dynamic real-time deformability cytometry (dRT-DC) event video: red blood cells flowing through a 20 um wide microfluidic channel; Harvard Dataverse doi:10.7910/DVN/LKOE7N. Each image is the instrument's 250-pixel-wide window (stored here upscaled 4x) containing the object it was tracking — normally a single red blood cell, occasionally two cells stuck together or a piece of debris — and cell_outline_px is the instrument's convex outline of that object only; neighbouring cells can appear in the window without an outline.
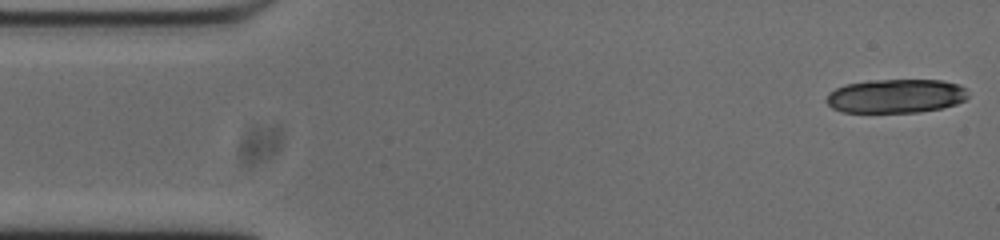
{"species": "common noctule bat (a hibernating species)", "species_latin": "Nyctalus noctula", "temperature_condition": "cold", "stored_images_in_passage": 51, "camera_frame_rate_fps": 3000, "um_per_image_px": 0.085, "animal": {"sex": "male", "body_mass_g": 20.0, "forearm_length_mm": 53.3}, "frame": {"image": 1, "passage_image": 1, "time_ms": 0.0, "image_size_px": [1000, 240], "cell_outline_px": [[968, 96], [964, 100], [956, 104], [940, 108], [920, 112], [840, 112], [832, 108], [824, 100], [828, 92], [836, 88], [848, 84], [868, 80], [940, 80], [960, 84], [964, 88]], "centroid_in_image_um": [76.11, 8.16], "position_along_channel_um": 8.9, "area_um2": 28.09}}